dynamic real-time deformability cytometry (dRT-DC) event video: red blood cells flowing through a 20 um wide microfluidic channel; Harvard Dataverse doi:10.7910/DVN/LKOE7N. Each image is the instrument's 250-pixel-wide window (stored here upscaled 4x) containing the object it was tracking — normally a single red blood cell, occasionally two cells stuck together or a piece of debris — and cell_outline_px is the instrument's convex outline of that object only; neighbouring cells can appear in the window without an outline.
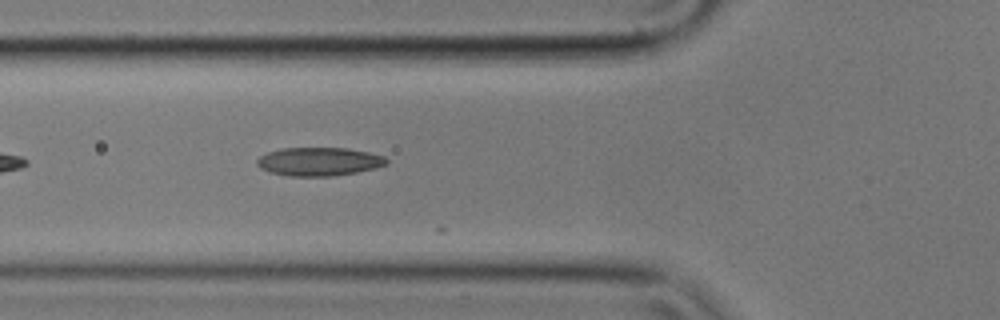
{"species": "common noctule bat (a hibernating species)", "species_latin": "Nyctalus noctula", "temperature_condition": "cold", "stored_images_in_passage": 11, "camera_frame_rate_fps": 3000, "um_per_image_px": 0.085, "animal": {"sex": "male", "body_mass_g": 17.9}, "frame": {"image": 1, "passage_image": 5, "time_ms": 1.333, "image_size_px": [1000, 320], "cell_outline_px": [[388, 164], [376, 168], [356, 172], [332, 176], [288, 176], [268, 172], [260, 168], [256, 164], [256, 160], [260, 156], [268, 152], [284, 148], [348, 148], [368, 152], [384, 156], [388, 160]], "centroid_in_image_um": [27.11, 13.74], "position_along_channel_um": 98.7, "area_um2": 21.56}}
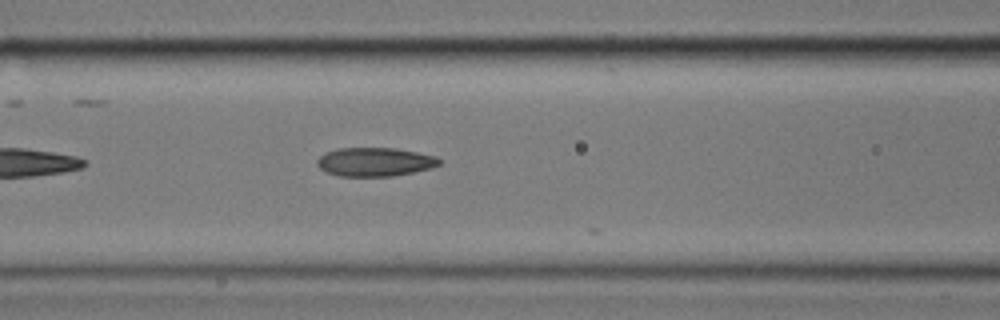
{"frame": {"image": 2, "passage_image": 8, "time_ms": 2.333, "image_size_px": [1000, 320], "cell_outline_px": [[440, 164], [432, 168], [392, 176], [340, 176], [328, 172], [320, 168], [316, 164], [316, 160], [324, 152], [340, 148], [396, 148], [436, 156], [440, 160]], "centroid_in_image_um": [31.85, 13.75], "position_along_channel_um": 134.7, "area_um2": 20.4}}